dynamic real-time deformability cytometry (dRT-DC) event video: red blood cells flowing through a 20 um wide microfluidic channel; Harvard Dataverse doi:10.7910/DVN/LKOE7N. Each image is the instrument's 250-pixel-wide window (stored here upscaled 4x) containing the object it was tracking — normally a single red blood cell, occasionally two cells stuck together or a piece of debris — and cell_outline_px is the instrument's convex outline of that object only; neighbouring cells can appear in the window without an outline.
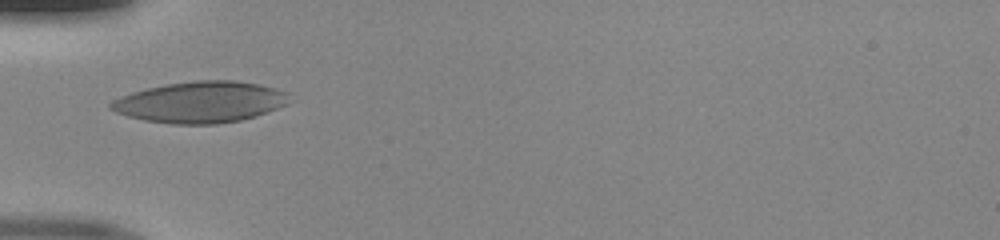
{"species": "human", "species_latin": "Homo sapiens", "temperature_condition": "room temperature", "stored_images_in_passage": 28, "camera_frame_rate_fps": 3000, "um_per_image_px": 0.085, "donor": {"sex": "male"}, "frame": {"image": 1, "passage_image": 1, "time_ms": 0.0, "image_size_px": [1000, 240], "cell_outline_px": [[288, 104], [268, 112], [256, 116], [240, 120], [216, 124], [172, 124], [144, 120], [128, 116], [116, 112], [108, 108], [108, 104], [112, 100], [132, 92], [148, 88], [168, 84], [196, 80], [236, 80], [260, 84], [276, 88], [288, 92]], "centroid_in_image_um": [17.05, 8.68], "position_along_channel_um": 67.9, "area_um2": 42.95}}
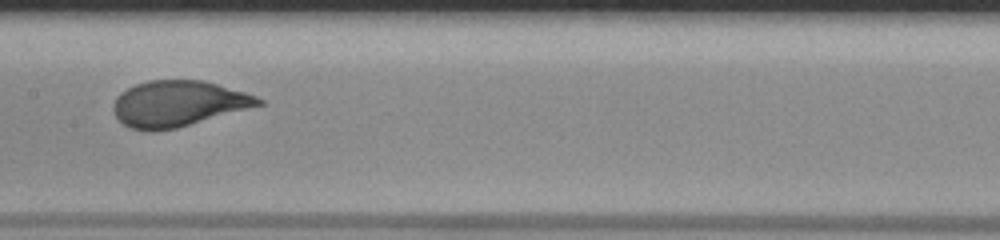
{"frame": {"image": 2, "passage_image": 10, "time_ms": 3.0, "image_size_px": [1000, 240], "cell_outline_px": [[264, 104], [176, 128], [152, 132], [148, 132], [132, 128], [124, 124], [112, 112], [112, 104], [116, 96], [120, 92], [136, 84], [148, 80], [204, 80], [244, 92], [256, 96], [264, 100]], "centroid_in_image_um": [15.1, 8.81], "position_along_channel_um": 192.3, "area_um2": 38.73}}
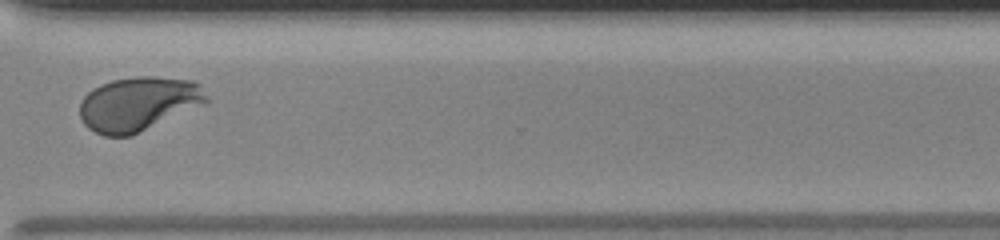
{"frame": {"image": 3, "passage_image": 22, "time_ms": 7.0, "image_size_px": [1000, 240], "cell_outline_px": [[208, 104], [132, 136], [104, 136], [88, 128], [84, 124], [80, 116], [80, 104], [84, 96], [92, 88], [100, 84], [112, 80], [136, 76], [152, 76], [192, 80], [200, 84], [208, 96]], "centroid_in_image_um": [11.81, 8.83], "position_along_channel_um": 358.8, "area_um2": 40.69}}